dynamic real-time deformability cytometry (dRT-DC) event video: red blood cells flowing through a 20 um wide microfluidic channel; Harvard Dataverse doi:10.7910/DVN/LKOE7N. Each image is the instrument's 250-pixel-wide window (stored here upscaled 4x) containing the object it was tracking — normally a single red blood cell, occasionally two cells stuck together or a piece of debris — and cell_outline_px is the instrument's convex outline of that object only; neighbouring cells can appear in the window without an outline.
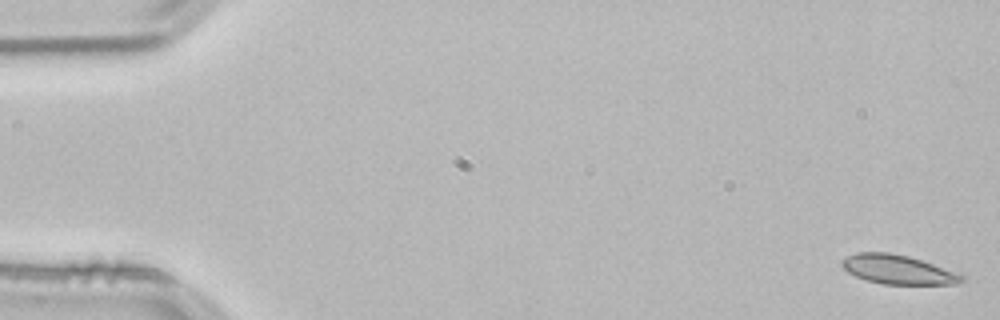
{"species": "common noctule bat (a hibernating species)", "species_latin": "Nyctalus noctula", "temperature_condition": "room temperature", "stored_images_in_passage": 53, "camera_frame_rate_fps": 3000, "um_per_image_px": 0.085, "animal": {"sex": "male", "body_mass_g": 21.5, "forearm_length_mm": 52.0}, "frame": {"image": 1, "passage_image": 1, "time_ms": 0.0, "image_size_px": [1000, 320], "cell_outline_px": [[964, 280], [956, 284], [884, 284], [868, 280], [856, 276], [848, 272], [840, 264], [840, 260], [856, 252], [888, 252], [908, 256], [932, 264], [964, 276]], "centroid_in_image_um": [76.26, 22.9], "position_along_channel_um": 8.7, "area_um2": 20.0}}
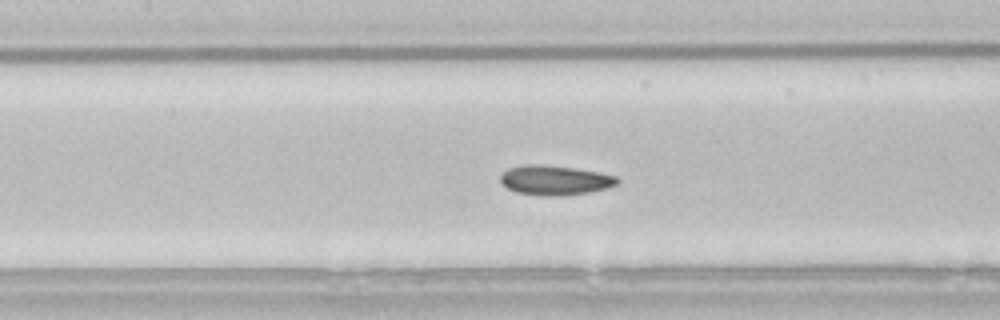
{"frame": {"image": 2, "passage_image": 24, "time_ms": 7.667, "image_size_px": [1000, 320], "cell_outline_px": [[620, 184], [608, 188], [588, 192], [560, 196], [544, 196], [516, 192], [508, 188], [500, 180], [500, 176], [508, 168], [524, 164], [540, 164], [576, 168], [600, 172], [616, 176], [620, 180]], "centroid_in_image_um": [47.21, 15.31], "position_along_channel_um": 160.2, "area_um2": 20.35}}
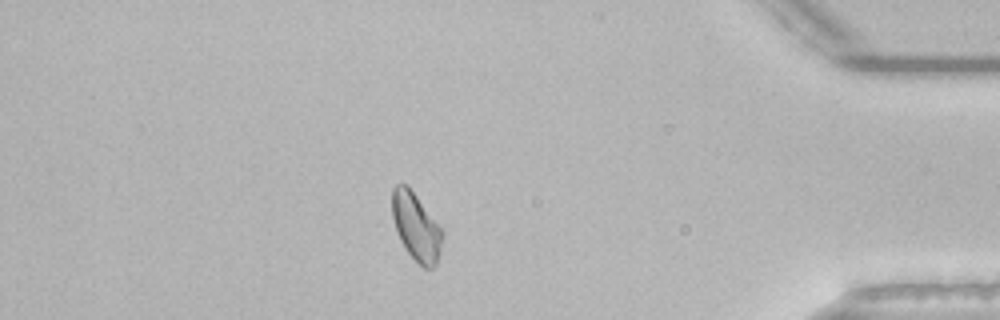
{"frame": {"image": 3, "passage_image": 46, "time_ms": 15.0, "image_size_px": [1000, 320], "cell_outline_px": [[444, 236], [436, 264], [432, 268], [424, 268], [404, 248], [400, 240], [392, 216], [392, 188], [396, 184], [404, 184], [416, 196], [444, 232]], "centroid_in_image_um": [35.37, 19.29], "position_along_channel_um": 399.8, "area_um2": 19.36}, "authors_computed_cell_mechanics": {"area_um2": 19.9988, "velocity_mm_per_s": 3.8123, "shape_relaxation_time_tau1_ms": 3.8147, "shape_relaxation_time_tau2_ms": 3.8501, "deformation_change_tau1": 0.1004, "deformation_change_tau2": 0.083}}